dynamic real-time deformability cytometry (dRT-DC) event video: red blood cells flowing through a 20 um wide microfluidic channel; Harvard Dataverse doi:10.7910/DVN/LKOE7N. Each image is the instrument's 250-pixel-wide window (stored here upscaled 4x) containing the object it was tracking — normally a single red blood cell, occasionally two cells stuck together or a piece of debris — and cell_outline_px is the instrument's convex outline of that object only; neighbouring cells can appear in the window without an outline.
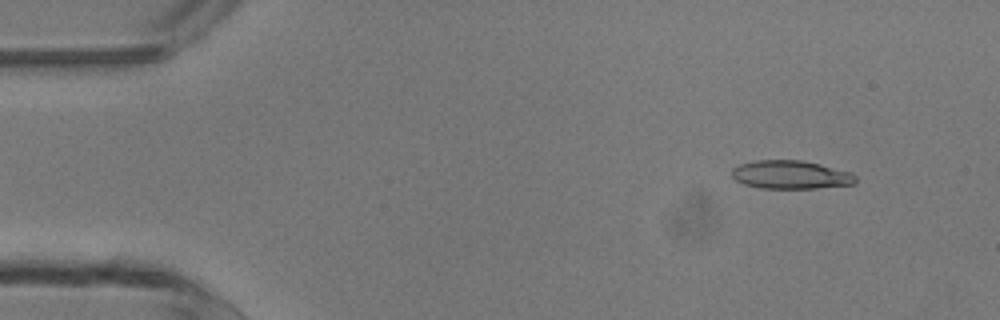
{"species": "common noctule bat (a hibernating species)", "species_latin": "Nyctalus noctula", "temperature_condition": "room temperature", "stored_images_in_passage": 3, "camera_frame_rate_fps": 3000, "um_per_image_px": 0.085, "animal": {"sex": "male", "body_mass_g": 13.3}, "frame": {"image": 1, "passage_image": 2, "time_ms": 1.0, "image_size_px": [1000, 320], "cell_outline_px": [[856, 184], [816, 188], [760, 188], [744, 184], [736, 180], [732, 176], [732, 168], [740, 164], [756, 160], [800, 160], [820, 164], [852, 172], [856, 176]], "centroid_in_image_um": [67.23, 14.85], "position_along_channel_um": 17.8, "area_um2": 20.52}}